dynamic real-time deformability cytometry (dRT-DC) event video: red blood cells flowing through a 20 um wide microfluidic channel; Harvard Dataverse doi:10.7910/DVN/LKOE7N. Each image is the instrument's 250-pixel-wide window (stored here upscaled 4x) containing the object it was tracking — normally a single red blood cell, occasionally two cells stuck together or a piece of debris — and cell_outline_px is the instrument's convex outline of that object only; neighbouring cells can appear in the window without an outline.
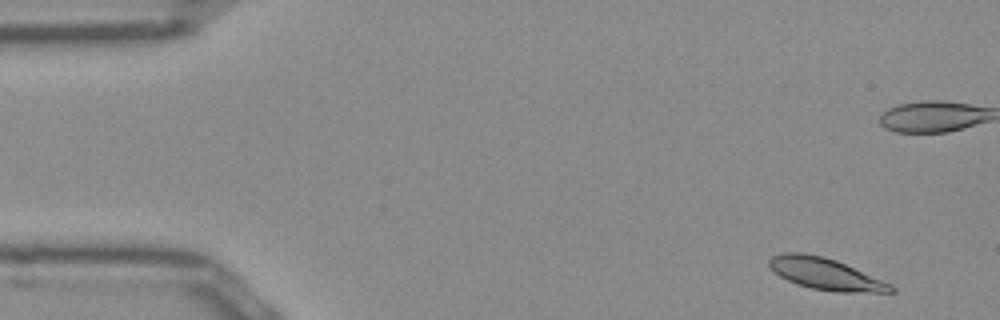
{"species": "Egyptian fruit bat (a non-hibernating species)", "species_latin": "Rousettus aegyptiacus", "temperature_condition": "room temperature", "stored_images_in_passage": 13, "camera_frame_rate_fps": 3000, "um_per_image_px": 0.085, "frame": {"image": 1, "passage_image": 1, "time_ms": 0.0, "image_size_px": [1000, 320], "cell_outline_px": [[896, 292], [836, 292], [812, 288], [796, 284], [772, 272], [768, 268], [768, 260], [772, 256], [780, 252], [804, 252], [824, 256], [836, 260], [892, 284], [896, 288]], "centroid_in_image_um": [70.13, 23.27], "position_along_channel_um": 14.9, "area_um2": 22.72}}